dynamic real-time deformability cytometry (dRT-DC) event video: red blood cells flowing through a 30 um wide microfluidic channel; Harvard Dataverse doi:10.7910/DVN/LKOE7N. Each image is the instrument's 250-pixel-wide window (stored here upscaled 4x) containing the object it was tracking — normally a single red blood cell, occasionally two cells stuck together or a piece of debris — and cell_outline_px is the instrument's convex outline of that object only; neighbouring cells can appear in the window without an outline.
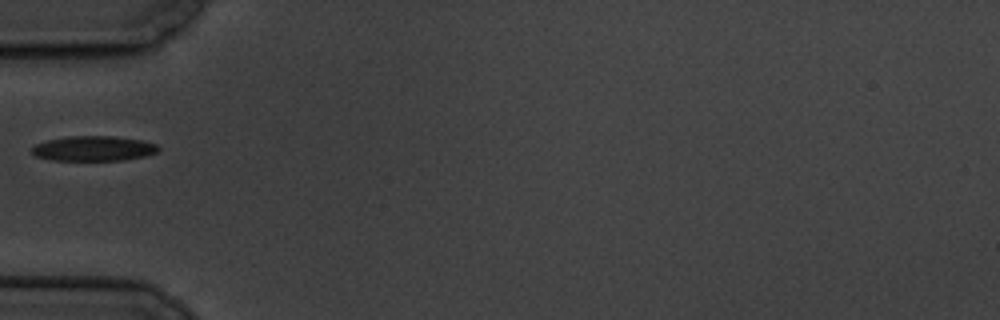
{"species": "common noctule bat (a hibernating species)", "species_latin": "Nyctalus noctula", "temperature_condition": "cold", "stored_images_in_passage": 9, "camera_frame_rate_fps": 3000, "um_per_image_px": 0.085, "animal": {"sex": "male", "body_mass_g": 19.5, "forearm_length_mm": 54.6}, "frame": {"image": 1, "passage_image": 3, "time_ms": 2.333, "image_size_px": [1000, 320], "cell_outline_px": [[160, 148], [156, 152], [144, 156], [124, 160], [52, 160], [36, 156], [32, 152], [32, 148], [36, 144], [48, 140], [68, 136], [116, 136], [144, 140], [156, 144]], "centroid_in_image_um": [7.98, 12.61], "position_along_channel_um": 77.0, "area_um2": 18.38}}
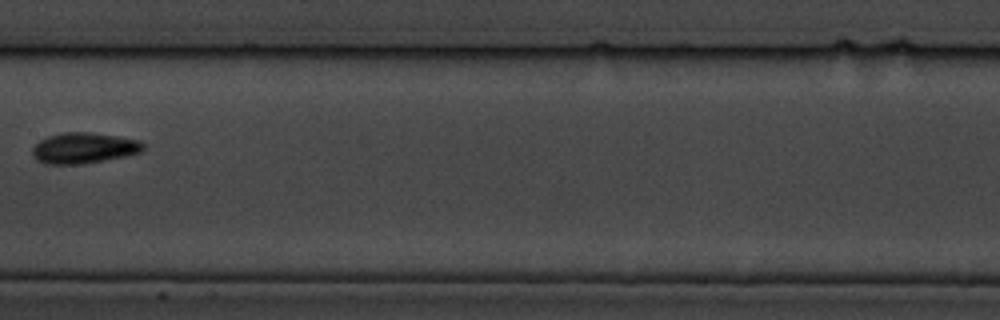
{"frame": {"image": 2, "passage_image": 6, "time_ms": 6.0, "image_size_px": [1000, 320], "cell_outline_px": [[144, 148], [140, 152], [124, 156], [84, 164], [44, 164], [36, 160], [32, 156], [32, 148], [40, 140], [48, 136], [64, 132], [88, 132], [116, 136], [136, 140], [144, 144]], "centroid_in_image_um": [7.07, 12.59], "position_along_channel_um": 200.3, "area_um2": 19.77}}
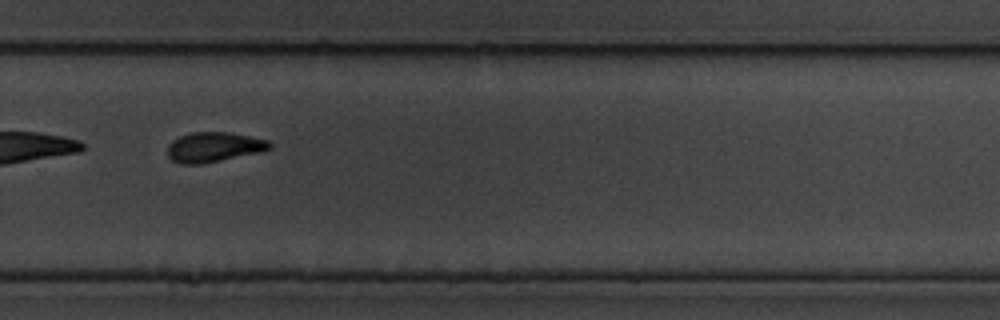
{"frame": {"image": 3, "passage_image": 9, "time_ms": 9.333, "image_size_px": [1000, 320], "cell_outline_px": [[272, 148], [264, 152], [200, 164], [180, 164], [172, 160], [168, 156], [168, 144], [172, 140], [180, 136], [192, 132], [228, 132], [268, 140], [272, 144]], "centroid_in_image_um": [18.2, 12.51], "position_along_channel_um": 311.6, "area_um2": 17.92}}